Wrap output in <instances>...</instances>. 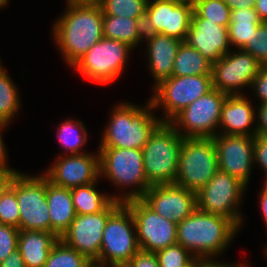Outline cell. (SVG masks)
I'll use <instances>...</instances> for the list:
<instances>
[{"label":"cell","mask_w":267,"mask_h":267,"mask_svg":"<svg viewBox=\"0 0 267 267\" xmlns=\"http://www.w3.org/2000/svg\"><path fill=\"white\" fill-rule=\"evenodd\" d=\"M67 5L54 24L53 35L65 62L74 66L103 38V11L100 4L67 0Z\"/></svg>","instance_id":"obj_1"},{"label":"cell","mask_w":267,"mask_h":267,"mask_svg":"<svg viewBox=\"0 0 267 267\" xmlns=\"http://www.w3.org/2000/svg\"><path fill=\"white\" fill-rule=\"evenodd\" d=\"M238 229L231 219L196 208L178 223L177 243L196 258H209L226 250Z\"/></svg>","instance_id":"obj_2"},{"label":"cell","mask_w":267,"mask_h":267,"mask_svg":"<svg viewBox=\"0 0 267 267\" xmlns=\"http://www.w3.org/2000/svg\"><path fill=\"white\" fill-rule=\"evenodd\" d=\"M149 101L146 109L132 104L116 105L111 120L103 133L100 147L142 149L150 135L162 123L153 117Z\"/></svg>","instance_id":"obj_3"},{"label":"cell","mask_w":267,"mask_h":267,"mask_svg":"<svg viewBox=\"0 0 267 267\" xmlns=\"http://www.w3.org/2000/svg\"><path fill=\"white\" fill-rule=\"evenodd\" d=\"M169 122H162L143 146V166L151 186L175 184L184 137Z\"/></svg>","instance_id":"obj_4"},{"label":"cell","mask_w":267,"mask_h":267,"mask_svg":"<svg viewBox=\"0 0 267 267\" xmlns=\"http://www.w3.org/2000/svg\"><path fill=\"white\" fill-rule=\"evenodd\" d=\"M100 176L108 177L120 187L137 186L136 189L121 198V203L141 199L151 187L143 166L142 149L117 147H99Z\"/></svg>","instance_id":"obj_5"},{"label":"cell","mask_w":267,"mask_h":267,"mask_svg":"<svg viewBox=\"0 0 267 267\" xmlns=\"http://www.w3.org/2000/svg\"><path fill=\"white\" fill-rule=\"evenodd\" d=\"M213 138H184L179 152L175 184L198 192L218 171Z\"/></svg>","instance_id":"obj_6"},{"label":"cell","mask_w":267,"mask_h":267,"mask_svg":"<svg viewBox=\"0 0 267 267\" xmlns=\"http://www.w3.org/2000/svg\"><path fill=\"white\" fill-rule=\"evenodd\" d=\"M135 234L133 233V229ZM140 250L130 209L122 203L106 222L98 262L110 267H124Z\"/></svg>","instance_id":"obj_7"},{"label":"cell","mask_w":267,"mask_h":267,"mask_svg":"<svg viewBox=\"0 0 267 267\" xmlns=\"http://www.w3.org/2000/svg\"><path fill=\"white\" fill-rule=\"evenodd\" d=\"M10 186L14 189L18 201L19 230L51 232L46 199V176L29 177L18 171Z\"/></svg>","instance_id":"obj_8"},{"label":"cell","mask_w":267,"mask_h":267,"mask_svg":"<svg viewBox=\"0 0 267 267\" xmlns=\"http://www.w3.org/2000/svg\"><path fill=\"white\" fill-rule=\"evenodd\" d=\"M155 89L150 102L154 108L162 105L166 113L162 122H170L184 108L213 89L212 74L172 76Z\"/></svg>","instance_id":"obj_9"},{"label":"cell","mask_w":267,"mask_h":267,"mask_svg":"<svg viewBox=\"0 0 267 267\" xmlns=\"http://www.w3.org/2000/svg\"><path fill=\"white\" fill-rule=\"evenodd\" d=\"M131 49L124 42L103 37L73 67L89 80L105 85L123 72Z\"/></svg>","instance_id":"obj_10"},{"label":"cell","mask_w":267,"mask_h":267,"mask_svg":"<svg viewBox=\"0 0 267 267\" xmlns=\"http://www.w3.org/2000/svg\"><path fill=\"white\" fill-rule=\"evenodd\" d=\"M246 185L237 177L218 170L209 182L196 193L197 209L231 219L241 227L242 217L237 212Z\"/></svg>","instance_id":"obj_11"},{"label":"cell","mask_w":267,"mask_h":267,"mask_svg":"<svg viewBox=\"0 0 267 267\" xmlns=\"http://www.w3.org/2000/svg\"><path fill=\"white\" fill-rule=\"evenodd\" d=\"M227 96L213 88L184 108L169 123L184 128V133H180L184 138H213L218 134L215 128L219 125L221 108Z\"/></svg>","instance_id":"obj_12"},{"label":"cell","mask_w":267,"mask_h":267,"mask_svg":"<svg viewBox=\"0 0 267 267\" xmlns=\"http://www.w3.org/2000/svg\"><path fill=\"white\" fill-rule=\"evenodd\" d=\"M124 204L133 215L137 243L141 250L155 253L177 243L178 223L166 220L142 199L129 200Z\"/></svg>","instance_id":"obj_13"},{"label":"cell","mask_w":267,"mask_h":267,"mask_svg":"<svg viewBox=\"0 0 267 267\" xmlns=\"http://www.w3.org/2000/svg\"><path fill=\"white\" fill-rule=\"evenodd\" d=\"M121 204V202L113 200L99 213L76 215L60 239L79 253L84 254L89 260H97L108 217Z\"/></svg>","instance_id":"obj_14"},{"label":"cell","mask_w":267,"mask_h":267,"mask_svg":"<svg viewBox=\"0 0 267 267\" xmlns=\"http://www.w3.org/2000/svg\"><path fill=\"white\" fill-rule=\"evenodd\" d=\"M238 50L239 52L223 55L212 64L213 88L227 95H241L238 90L241 87L251 86L262 67L250 53Z\"/></svg>","instance_id":"obj_15"},{"label":"cell","mask_w":267,"mask_h":267,"mask_svg":"<svg viewBox=\"0 0 267 267\" xmlns=\"http://www.w3.org/2000/svg\"><path fill=\"white\" fill-rule=\"evenodd\" d=\"M213 137L218 159V169L237 177L245 185L249 183L254 162V136L223 135Z\"/></svg>","instance_id":"obj_16"},{"label":"cell","mask_w":267,"mask_h":267,"mask_svg":"<svg viewBox=\"0 0 267 267\" xmlns=\"http://www.w3.org/2000/svg\"><path fill=\"white\" fill-rule=\"evenodd\" d=\"M141 199L157 214L176 223L197 208L196 192L176 184L153 185Z\"/></svg>","instance_id":"obj_17"},{"label":"cell","mask_w":267,"mask_h":267,"mask_svg":"<svg viewBox=\"0 0 267 267\" xmlns=\"http://www.w3.org/2000/svg\"><path fill=\"white\" fill-rule=\"evenodd\" d=\"M44 175L52 184L68 189L94 183L100 177L99 154L59 156Z\"/></svg>","instance_id":"obj_18"},{"label":"cell","mask_w":267,"mask_h":267,"mask_svg":"<svg viewBox=\"0 0 267 267\" xmlns=\"http://www.w3.org/2000/svg\"><path fill=\"white\" fill-rule=\"evenodd\" d=\"M146 13L158 34L185 42L193 14V4L174 1L148 0Z\"/></svg>","instance_id":"obj_19"},{"label":"cell","mask_w":267,"mask_h":267,"mask_svg":"<svg viewBox=\"0 0 267 267\" xmlns=\"http://www.w3.org/2000/svg\"><path fill=\"white\" fill-rule=\"evenodd\" d=\"M185 42L212 64L230 52L228 28L199 18L194 12Z\"/></svg>","instance_id":"obj_20"},{"label":"cell","mask_w":267,"mask_h":267,"mask_svg":"<svg viewBox=\"0 0 267 267\" xmlns=\"http://www.w3.org/2000/svg\"><path fill=\"white\" fill-rule=\"evenodd\" d=\"M255 115L251 100L248 101L243 95H228L221 108L219 126L224 128L222 134L254 136L256 126L252 132L248 129L254 122Z\"/></svg>","instance_id":"obj_21"},{"label":"cell","mask_w":267,"mask_h":267,"mask_svg":"<svg viewBox=\"0 0 267 267\" xmlns=\"http://www.w3.org/2000/svg\"><path fill=\"white\" fill-rule=\"evenodd\" d=\"M182 42L180 39L162 34L147 42L149 66L155 78V86L172 77L174 60Z\"/></svg>","instance_id":"obj_22"},{"label":"cell","mask_w":267,"mask_h":267,"mask_svg":"<svg viewBox=\"0 0 267 267\" xmlns=\"http://www.w3.org/2000/svg\"><path fill=\"white\" fill-rule=\"evenodd\" d=\"M46 199L51 220V232L60 238L68 230L76 216L71 189L56 186L46 177Z\"/></svg>","instance_id":"obj_23"},{"label":"cell","mask_w":267,"mask_h":267,"mask_svg":"<svg viewBox=\"0 0 267 267\" xmlns=\"http://www.w3.org/2000/svg\"><path fill=\"white\" fill-rule=\"evenodd\" d=\"M59 239L54 232L20 230L17 249L25 267H44L49 252Z\"/></svg>","instance_id":"obj_24"},{"label":"cell","mask_w":267,"mask_h":267,"mask_svg":"<svg viewBox=\"0 0 267 267\" xmlns=\"http://www.w3.org/2000/svg\"><path fill=\"white\" fill-rule=\"evenodd\" d=\"M263 21L254 7L231 10L228 36L230 45L242 49L245 44L256 36V30Z\"/></svg>","instance_id":"obj_25"},{"label":"cell","mask_w":267,"mask_h":267,"mask_svg":"<svg viewBox=\"0 0 267 267\" xmlns=\"http://www.w3.org/2000/svg\"><path fill=\"white\" fill-rule=\"evenodd\" d=\"M96 183L71 189L72 201L76 215L93 214L103 211L113 200L121 202L122 196H106L95 189Z\"/></svg>","instance_id":"obj_26"},{"label":"cell","mask_w":267,"mask_h":267,"mask_svg":"<svg viewBox=\"0 0 267 267\" xmlns=\"http://www.w3.org/2000/svg\"><path fill=\"white\" fill-rule=\"evenodd\" d=\"M212 74V63L186 42L179 46L172 76Z\"/></svg>","instance_id":"obj_27"},{"label":"cell","mask_w":267,"mask_h":267,"mask_svg":"<svg viewBox=\"0 0 267 267\" xmlns=\"http://www.w3.org/2000/svg\"><path fill=\"white\" fill-rule=\"evenodd\" d=\"M103 37L119 40L134 48L138 43L136 19L103 14Z\"/></svg>","instance_id":"obj_28"},{"label":"cell","mask_w":267,"mask_h":267,"mask_svg":"<svg viewBox=\"0 0 267 267\" xmlns=\"http://www.w3.org/2000/svg\"><path fill=\"white\" fill-rule=\"evenodd\" d=\"M6 72L0 66V123L8 124L18 111L20 100L16 86Z\"/></svg>","instance_id":"obj_29"},{"label":"cell","mask_w":267,"mask_h":267,"mask_svg":"<svg viewBox=\"0 0 267 267\" xmlns=\"http://www.w3.org/2000/svg\"><path fill=\"white\" fill-rule=\"evenodd\" d=\"M90 260L59 239L48 254L44 267H85Z\"/></svg>","instance_id":"obj_30"},{"label":"cell","mask_w":267,"mask_h":267,"mask_svg":"<svg viewBox=\"0 0 267 267\" xmlns=\"http://www.w3.org/2000/svg\"><path fill=\"white\" fill-rule=\"evenodd\" d=\"M193 12L202 19L211 20L220 26L228 28L231 9L221 0H194Z\"/></svg>","instance_id":"obj_31"},{"label":"cell","mask_w":267,"mask_h":267,"mask_svg":"<svg viewBox=\"0 0 267 267\" xmlns=\"http://www.w3.org/2000/svg\"><path fill=\"white\" fill-rule=\"evenodd\" d=\"M73 119L66 120L61 124L59 130L57 131L59 141L61 146L65 148L66 151L72 154H82L79 152L80 148L87 141V132L85 126L82 122L73 123Z\"/></svg>","instance_id":"obj_32"},{"label":"cell","mask_w":267,"mask_h":267,"mask_svg":"<svg viewBox=\"0 0 267 267\" xmlns=\"http://www.w3.org/2000/svg\"><path fill=\"white\" fill-rule=\"evenodd\" d=\"M148 0H103V14L136 19L146 12Z\"/></svg>","instance_id":"obj_33"},{"label":"cell","mask_w":267,"mask_h":267,"mask_svg":"<svg viewBox=\"0 0 267 267\" xmlns=\"http://www.w3.org/2000/svg\"><path fill=\"white\" fill-rule=\"evenodd\" d=\"M155 254L159 267H189L196 259L190 251L178 243L161 249Z\"/></svg>","instance_id":"obj_34"},{"label":"cell","mask_w":267,"mask_h":267,"mask_svg":"<svg viewBox=\"0 0 267 267\" xmlns=\"http://www.w3.org/2000/svg\"><path fill=\"white\" fill-rule=\"evenodd\" d=\"M19 206L14 189L9 186L0 195V224L11 225L19 229Z\"/></svg>","instance_id":"obj_35"},{"label":"cell","mask_w":267,"mask_h":267,"mask_svg":"<svg viewBox=\"0 0 267 267\" xmlns=\"http://www.w3.org/2000/svg\"><path fill=\"white\" fill-rule=\"evenodd\" d=\"M256 36L242 50L250 53L261 65H267V21L258 26Z\"/></svg>","instance_id":"obj_36"},{"label":"cell","mask_w":267,"mask_h":267,"mask_svg":"<svg viewBox=\"0 0 267 267\" xmlns=\"http://www.w3.org/2000/svg\"><path fill=\"white\" fill-rule=\"evenodd\" d=\"M19 232L17 227L0 224V262L17 250Z\"/></svg>","instance_id":"obj_37"},{"label":"cell","mask_w":267,"mask_h":267,"mask_svg":"<svg viewBox=\"0 0 267 267\" xmlns=\"http://www.w3.org/2000/svg\"><path fill=\"white\" fill-rule=\"evenodd\" d=\"M136 32L139 42L144 38L146 41H150L158 35L150 16L146 12L136 18Z\"/></svg>","instance_id":"obj_38"},{"label":"cell","mask_w":267,"mask_h":267,"mask_svg":"<svg viewBox=\"0 0 267 267\" xmlns=\"http://www.w3.org/2000/svg\"><path fill=\"white\" fill-rule=\"evenodd\" d=\"M253 154L254 162L259 163L267 174V136L254 135Z\"/></svg>","instance_id":"obj_39"},{"label":"cell","mask_w":267,"mask_h":267,"mask_svg":"<svg viewBox=\"0 0 267 267\" xmlns=\"http://www.w3.org/2000/svg\"><path fill=\"white\" fill-rule=\"evenodd\" d=\"M124 267H159L154 252L139 250Z\"/></svg>","instance_id":"obj_40"},{"label":"cell","mask_w":267,"mask_h":267,"mask_svg":"<svg viewBox=\"0 0 267 267\" xmlns=\"http://www.w3.org/2000/svg\"><path fill=\"white\" fill-rule=\"evenodd\" d=\"M262 103H267V65H262L251 84Z\"/></svg>","instance_id":"obj_41"},{"label":"cell","mask_w":267,"mask_h":267,"mask_svg":"<svg viewBox=\"0 0 267 267\" xmlns=\"http://www.w3.org/2000/svg\"><path fill=\"white\" fill-rule=\"evenodd\" d=\"M258 126L255 135L267 136V103H262L258 111Z\"/></svg>","instance_id":"obj_42"},{"label":"cell","mask_w":267,"mask_h":267,"mask_svg":"<svg viewBox=\"0 0 267 267\" xmlns=\"http://www.w3.org/2000/svg\"><path fill=\"white\" fill-rule=\"evenodd\" d=\"M0 267H25L22 255L19 250L13 251L3 261L0 262Z\"/></svg>","instance_id":"obj_43"},{"label":"cell","mask_w":267,"mask_h":267,"mask_svg":"<svg viewBox=\"0 0 267 267\" xmlns=\"http://www.w3.org/2000/svg\"><path fill=\"white\" fill-rule=\"evenodd\" d=\"M18 171L0 166V195L10 186V182Z\"/></svg>","instance_id":"obj_44"},{"label":"cell","mask_w":267,"mask_h":267,"mask_svg":"<svg viewBox=\"0 0 267 267\" xmlns=\"http://www.w3.org/2000/svg\"><path fill=\"white\" fill-rule=\"evenodd\" d=\"M231 10L255 7L256 0H224Z\"/></svg>","instance_id":"obj_45"},{"label":"cell","mask_w":267,"mask_h":267,"mask_svg":"<svg viewBox=\"0 0 267 267\" xmlns=\"http://www.w3.org/2000/svg\"><path fill=\"white\" fill-rule=\"evenodd\" d=\"M210 259V260H209ZM230 264L212 261L211 258H196L195 267H229Z\"/></svg>","instance_id":"obj_46"},{"label":"cell","mask_w":267,"mask_h":267,"mask_svg":"<svg viewBox=\"0 0 267 267\" xmlns=\"http://www.w3.org/2000/svg\"><path fill=\"white\" fill-rule=\"evenodd\" d=\"M254 8L259 15V18L263 22L267 21V0H256Z\"/></svg>","instance_id":"obj_47"},{"label":"cell","mask_w":267,"mask_h":267,"mask_svg":"<svg viewBox=\"0 0 267 267\" xmlns=\"http://www.w3.org/2000/svg\"><path fill=\"white\" fill-rule=\"evenodd\" d=\"M265 185H264V188L263 190L260 192V208H261V211H262V215L264 217V220L265 222L267 223V183L264 182Z\"/></svg>","instance_id":"obj_48"},{"label":"cell","mask_w":267,"mask_h":267,"mask_svg":"<svg viewBox=\"0 0 267 267\" xmlns=\"http://www.w3.org/2000/svg\"><path fill=\"white\" fill-rule=\"evenodd\" d=\"M6 125L8 124H5V123H0V166H5V167H8L7 166V156H6V153H5V147H4V143H3V140H2V137H1V130L6 127Z\"/></svg>","instance_id":"obj_49"},{"label":"cell","mask_w":267,"mask_h":267,"mask_svg":"<svg viewBox=\"0 0 267 267\" xmlns=\"http://www.w3.org/2000/svg\"><path fill=\"white\" fill-rule=\"evenodd\" d=\"M107 266H109V265L98 262L96 260H90L85 267H107Z\"/></svg>","instance_id":"obj_50"},{"label":"cell","mask_w":267,"mask_h":267,"mask_svg":"<svg viewBox=\"0 0 267 267\" xmlns=\"http://www.w3.org/2000/svg\"><path fill=\"white\" fill-rule=\"evenodd\" d=\"M82 3H94V4H100L103 0H75Z\"/></svg>","instance_id":"obj_51"},{"label":"cell","mask_w":267,"mask_h":267,"mask_svg":"<svg viewBox=\"0 0 267 267\" xmlns=\"http://www.w3.org/2000/svg\"><path fill=\"white\" fill-rule=\"evenodd\" d=\"M160 1H174L179 3H191L193 4L194 0H160Z\"/></svg>","instance_id":"obj_52"},{"label":"cell","mask_w":267,"mask_h":267,"mask_svg":"<svg viewBox=\"0 0 267 267\" xmlns=\"http://www.w3.org/2000/svg\"><path fill=\"white\" fill-rule=\"evenodd\" d=\"M9 0H0V7L5 6Z\"/></svg>","instance_id":"obj_53"},{"label":"cell","mask_w":267,"mask_h":267,"mask_svg":"<svg viewBox=\"0 0 267 267\" xmlns=\"http://www.w3.org/2000/svg\"><path fill=\"white\" fill-rule=\"evenodd\" d=\"M229 267H247V265L246 264H243V265H237L236 264V266L235 265H229Z\"/></svg>","instance_id":"obj_54"},{"label":"cell","mask_w":267,"mask_h":267,"mask_svg":"<svg viewBox=\"0 0 267 267\" xmlns=\"http://www.w3.org/2000/svg\"><path fill=\"white\" fill-rule=\"evenodd\" d=\"M189 267H195V261H194V263H193L192 265H190Z\"/></svg>","instance_id":"obj_55"}]
</instances>
